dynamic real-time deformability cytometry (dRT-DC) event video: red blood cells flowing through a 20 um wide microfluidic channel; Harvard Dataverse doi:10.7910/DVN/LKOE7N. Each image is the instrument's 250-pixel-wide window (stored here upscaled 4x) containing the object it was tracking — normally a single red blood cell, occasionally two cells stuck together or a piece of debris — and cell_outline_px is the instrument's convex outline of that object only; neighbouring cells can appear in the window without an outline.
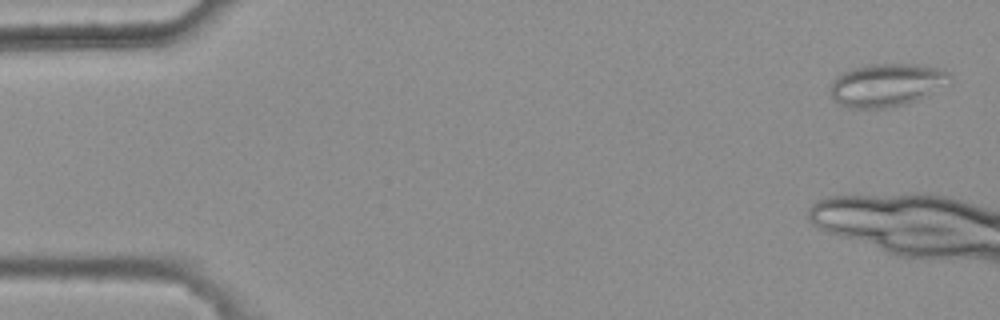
{"species": "common noctule bat (a hibernating species)", "species_latin": "Nyctalus noctula", "temperature_condition": "warm", "stored_images_in_passage": 4, "camera_frame_rate_fps": 3000, "um_per_image_px": 0.085, "animal": {"sex": "female", "body_mass_g": 25.1}, "frame": {"image": 1, "passage_image": 1, "time_ms": 0.0, "image_size_px": [1000, 320], "cell_outline_px": [[952, 76], [928, 96], [908, 104], [884, 108], [848, 108], [836, 104], [832, 100], [828, 92], [828, 84], [836, 76], [844, 72], [868, 64], [916, 64], [944, 68], [952, 72]], "centroid_in_image_um": [75.3, 7.23], "position_along_channel_um": 9.7, "area_um2": 30.46}}